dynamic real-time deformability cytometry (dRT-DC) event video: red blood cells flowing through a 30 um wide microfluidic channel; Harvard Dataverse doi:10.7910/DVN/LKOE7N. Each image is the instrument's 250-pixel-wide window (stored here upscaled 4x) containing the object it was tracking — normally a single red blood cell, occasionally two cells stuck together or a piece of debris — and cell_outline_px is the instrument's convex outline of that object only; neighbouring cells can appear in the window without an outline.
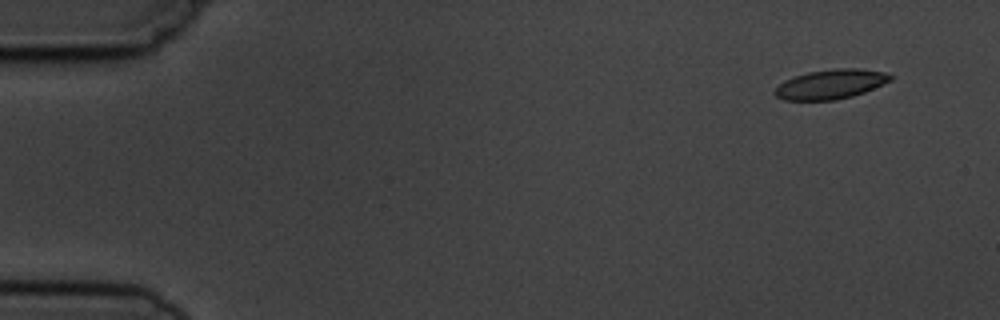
{"species": "common noctule bat (a hibernating species)", "species_latin": "Nyctalus noctula", "temperature_condition": "cold", "stored_images_in_passage": 9, "camera_frame_rate_fps": 3000, "um_per_image_px": 0.085, "animal": {"sex": "male", "body_mass_g": 19.5, "forearm_length_mm": 54.6}, "frame": {"image": 1, "passage_image": 1, "time_ms": 0.0, "image_size_px": [1000, 320], "cell_outline_px": [[892, 80], [864, 92], [852, 96], [836, 100], [784, 100], [776, 96], [772, 92], [784, 80], [808, 72], [836, 68], [856, 68], [884, 72], [892, 76]], "centroid_in_image_um": [70.59, 7.16], "position_along_channel_um": 14.4, "area_um2": 19.77}}
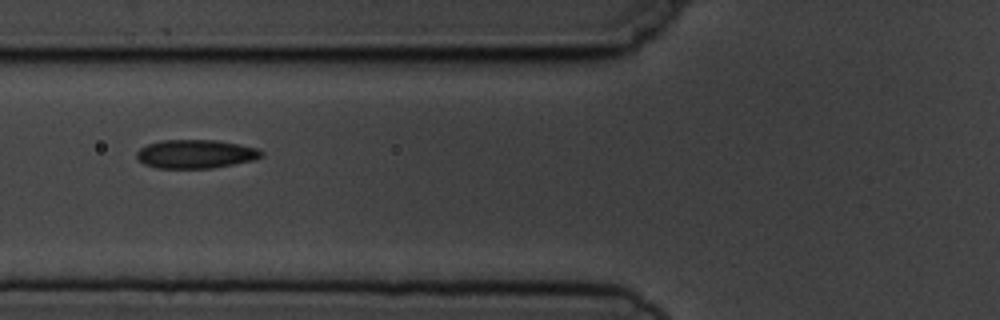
{"frame": {"image": 2, "passage_image": 6, "time_ms": 5.667, "image_size_px": [1000, 320], "cell_outline_px": [[264, 156], [252, 160], [212, 168], [156, 168], [144, 164], [136, 156], [136, 152], [140, 148], [148, 144], [160, 140], [216, 140], [240, 144], [256, 148], [264, 152]], "centroid_in_image_um": [16.62, 13.08], "position_along_channel_um": 109.2, "area_um2": 20.81}}
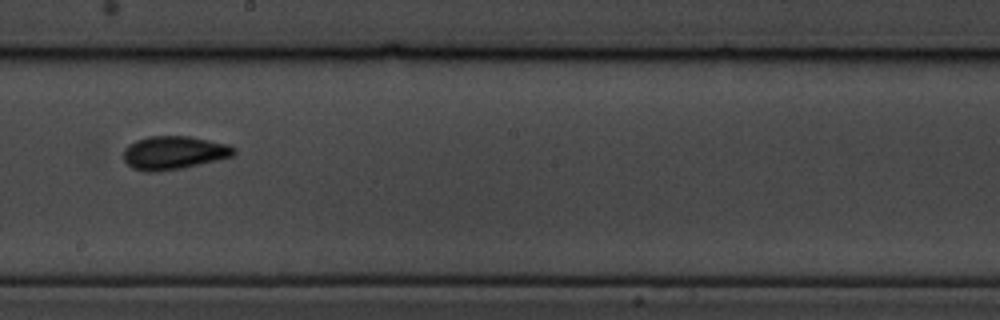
{"frame": {"image": 3, "passage_image": 9, "time_ms": 9.0, "image_size_px": [1000, 320], "cell_outline_px": [[236, 152], [232, 156], [200, 164], [180, 168], [152, 172], [148, 172], [132, 168], [124, 160], [124, 148], [128, 144], [136, 140], [148, 136], [192, 136], [228, 144], [236, 148]], "centroid_in_image_um": [14.77, 12.96], "position_along_channel_um": 233.4, "area_um2": 21.44}}